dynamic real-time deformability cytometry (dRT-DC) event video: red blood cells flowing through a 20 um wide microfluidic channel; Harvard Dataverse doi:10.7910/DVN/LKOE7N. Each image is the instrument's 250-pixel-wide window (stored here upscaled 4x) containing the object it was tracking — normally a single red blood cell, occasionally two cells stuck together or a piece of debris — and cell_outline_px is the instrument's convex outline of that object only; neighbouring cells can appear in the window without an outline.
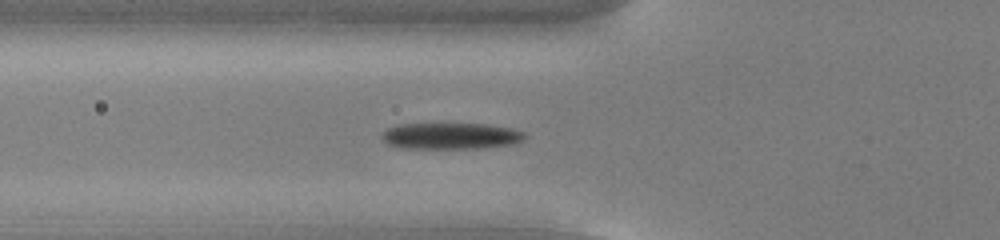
{"species": "common noctule bat (a hibernating species)", "species_latin": "Nyctalus noctula", "temperature_condition": "cold", "stored_images_in_passage": 37, "camera_frame_rate_fps": 3000, "um_per_image_px": 0.085, "animal": {"sex": "male", "body_mass_g": 13.0, "forearm_length_mm": 53.1}, "frame": {"image": 1, "passage_image": 2, "time_ms": 0.333, "image_size_px": [1000, 240], "cell_outline_px": [[528, 136], [524, 140], [512, 144], [480, 148], [400, 148], [388, 144], [380, 136], [388, 128], [400, 124], [488, 124], [512, 128], [524, 132]], "centroid_in_image_um": [38.35, 11.56], "position_along_channel_um": 87.4, "area_um2": 21.96}}
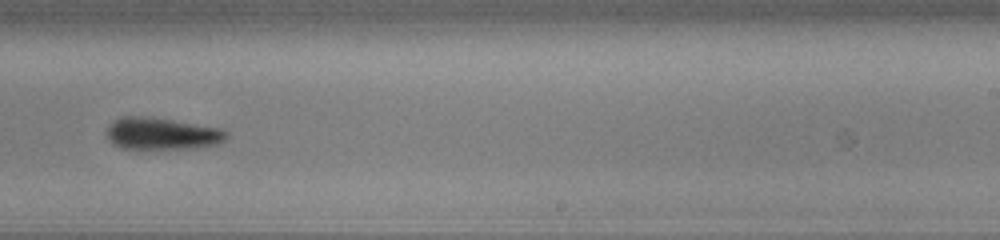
{"frame": {"image": 2, "passage_image": 17, "time_ms": 5.333, "image_size_px": [1000, 240], "cell_outline_px": [[228, 136], [220, 144], [196, 148], [120, 148], [112, 144], [108, 140], [104, 132], [108, 124], [112, 120], [120, 116], [148, 116], [224, 128], [228, 132]], "centroid_in_image_um": [13.73, 11.34], "position_along_channel_um": 275.3, "area_um2": 22.89}}
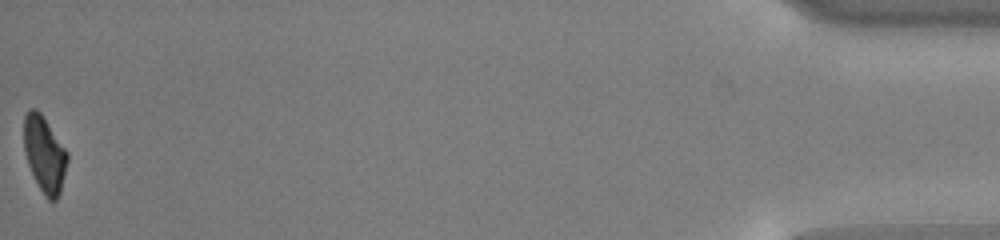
{"frame": {"image": 3, "passage_image": 37, "time_ms": 12.0, "image_size_px": [1000, 240], "cell_outline_px": [[68, 160], [60, 192], [56, 200], [48, 200], [44, 196], [28, 164], [24, 152], [24, 116], [28, 108], [36, 108], [40, 112], [68, 152]], "centroid_in_image_um": [3.78, 13.08], "position_along_channel_um": 431.4, "area_um2": 19.13}}